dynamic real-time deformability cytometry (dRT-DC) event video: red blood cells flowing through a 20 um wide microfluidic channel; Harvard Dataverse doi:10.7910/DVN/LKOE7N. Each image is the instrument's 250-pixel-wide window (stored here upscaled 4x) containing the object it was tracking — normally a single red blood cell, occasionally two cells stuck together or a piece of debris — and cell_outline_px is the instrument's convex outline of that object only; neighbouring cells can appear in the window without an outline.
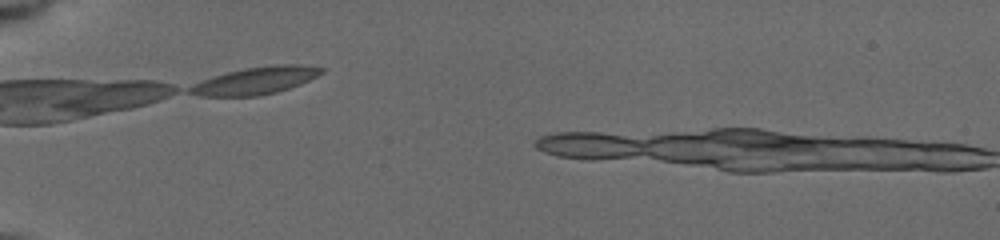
{"species": "common noctule bat (a hibernating species)", "species_latin": "Nyctalus noctula", "temperature_condition": "cold", "stored_images_in_passage": 3, "camera_frame_rate_fps": 3000, "um_per_image_px": 0.085, "animal": {"sex": "female", "body_mass_g": 19.5, "forearm_length_mm": 54.1}, "frame": {"image": 1, "passage_image": 1, "time_ms": 0.0, "image_size_px": [1000, 240], "cell_outline_px": [[324, 72], [300, 84], [276, 92], [256, 96], [200, 96], [188, 92], [188, 88], [212, 76], [244, 68], [276, 64], [300, 64], [324, 68]], "centroid_in_image_um": [21.75, 6.84], "position_along_channel_um": 63.3, "area_um2": 20.69}}